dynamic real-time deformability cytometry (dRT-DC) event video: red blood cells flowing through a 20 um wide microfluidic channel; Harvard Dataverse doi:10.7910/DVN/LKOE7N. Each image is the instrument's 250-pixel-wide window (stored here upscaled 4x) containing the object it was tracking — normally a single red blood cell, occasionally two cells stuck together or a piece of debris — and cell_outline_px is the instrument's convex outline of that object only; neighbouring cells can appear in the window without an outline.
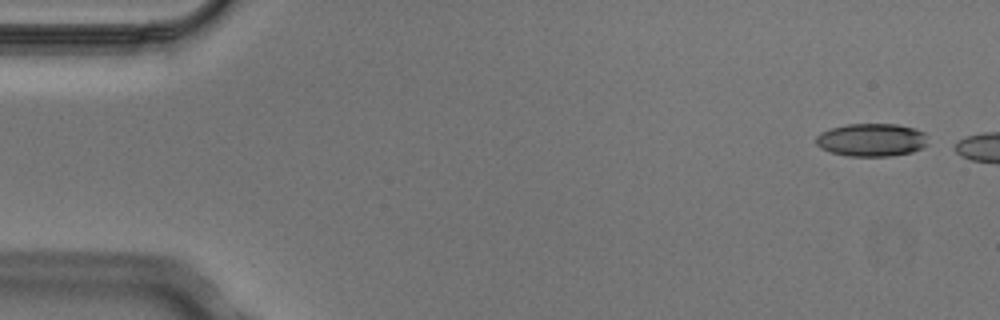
{"species": "Egyptian fruit bat (a non-hibernating species)", "species_latin": "Rousettus aegyptiacus", "temperature_condition": "cold", "stored_images_in_passage": 5, "camera_frame_rate_fps": 3000, "um_per_image_px": 0.085, "animal": {"sex": "male"}, "frame": {"image": 1, "passage_image": 1, "time_ms": 0.0, "image_size_px": [1000, 320], "cell_outline_px": [[928, 144], [912, 152], [892, 156], [848, 156], [832, 152], [820, 148], [816, 144], [816, 136], [820, 132], [832, 128], [848, 124], [896, 124], [912, 128], [924, 132]], "centroid_in_image_um": [74.07, 11.89], "position_along_channel_um": 10.9, "area_um2": 21.44}}